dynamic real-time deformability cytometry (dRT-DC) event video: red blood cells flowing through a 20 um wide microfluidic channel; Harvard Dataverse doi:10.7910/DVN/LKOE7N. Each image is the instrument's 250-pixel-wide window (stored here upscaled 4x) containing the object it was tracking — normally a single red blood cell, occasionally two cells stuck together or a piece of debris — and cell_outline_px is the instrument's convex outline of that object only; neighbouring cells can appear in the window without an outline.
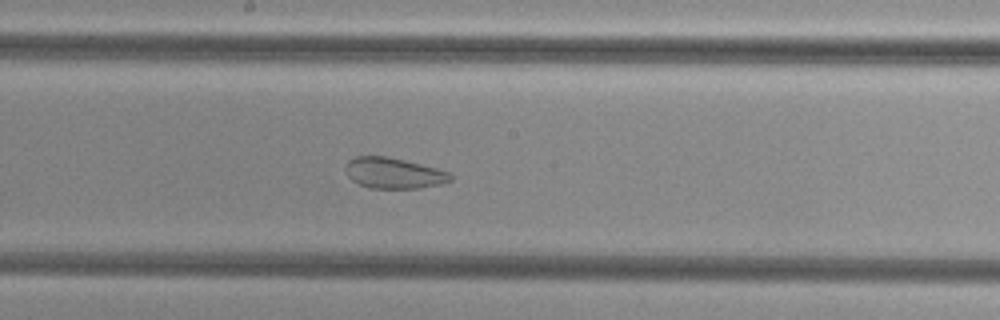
{"species": "common noctule bat (a hibernating species)", "species_latin": "Nyctalus noctula", "temperature_condition": "cold", "stored_images_in_passage": 49, "camera_frame_rate_fps": 3000, "um_per_image_px": 0.085, "animal": {"sex": "female", "body_mass_g": 29.2, "forearm_length_mm": 56.3}, "frame": {"image": 1, "passage_image": 25, "time_ms": 8.0, "image_size_px": [1000, 320], "cell_outline_px": [[452, 180], [440, 184], [420, 188], [368, 188], [352, 180], [348, 176], [344, 168], [348, 160], [356, 156], [384, 156], [404, 160], [436, 168], [448, 172], [452, 176]], "centroid_in_image_um": [33.43, 14.71], "position_along_channel_um": 214.8, "area_um2": 18.73}}
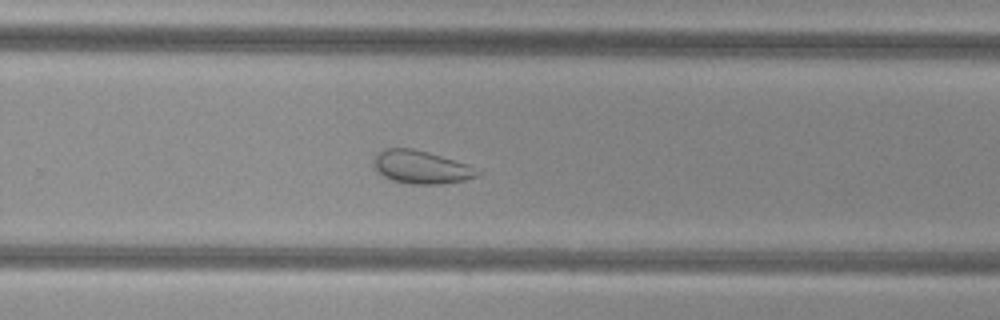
{"frame": {"image": 2, "passage_image": 31, "time_ms": 10.0, "image_size_px": [1000, 320], "cell_outline_px": [[484, 172], [476, 176], [464, 180], [444, 184], [408, 184], [392, 180], [376, 172], [372, 164], [372, 160], [384, 148], [412, 148], [428, 152], [468, 164]], "centroid_in_image_um": [35.79, 14.21], "position_along_channel_um": 294.0, "area_um2": 20.17}}
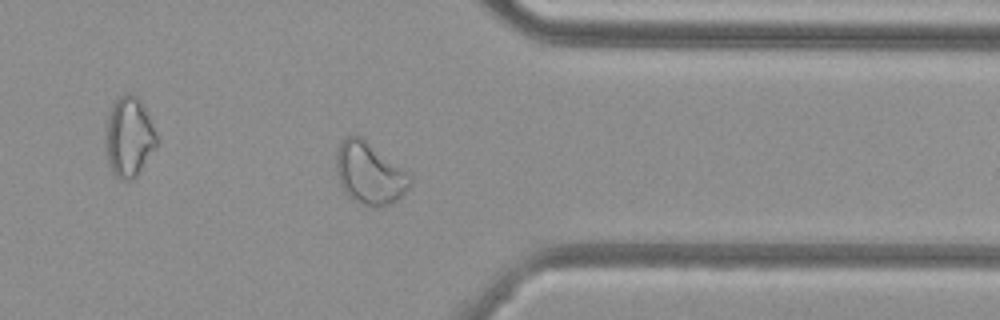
{"frame": {"image": 3, "passage_image": 38, "time_ms": 12.333, "image_size_px": [1000, 320], "cell_outline_px": [[412, 184], [396, 200], [388, 204], [376, 208], [372, 208], [360, 204], [352, 200], [344, 192], [340, 184], [336, 172], [336, 152], [344, 136], [360, 136], [412, 172]], "centroid_in_image_um": [31.44, 14.74], "position_along_channel_um": 380.0, "area_um2": 27.28}}